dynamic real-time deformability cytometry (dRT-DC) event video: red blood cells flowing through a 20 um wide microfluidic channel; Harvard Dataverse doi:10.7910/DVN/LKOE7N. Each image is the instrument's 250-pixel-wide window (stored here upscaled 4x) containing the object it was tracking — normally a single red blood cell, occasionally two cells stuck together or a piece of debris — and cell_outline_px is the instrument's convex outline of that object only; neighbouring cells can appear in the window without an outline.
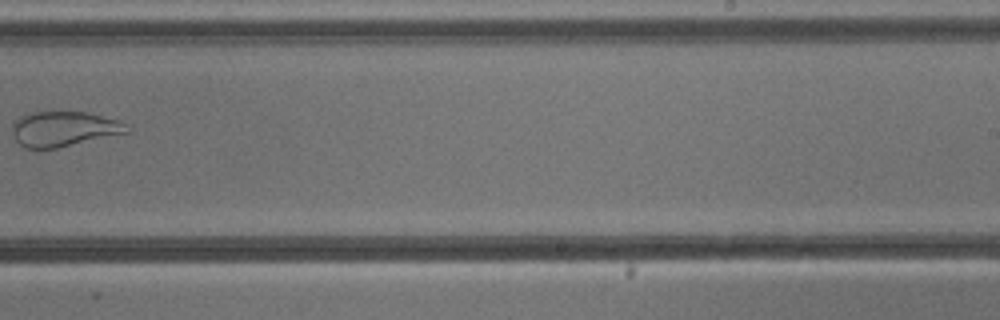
{"species": "common noctule bat (a hibernating species)", "species_latin": "Nyctalus noctula", "temperature_condition": "cold", "stored_images_in_passage": 8, "camera_frame_rate_fps": 3000, "um_per_image_px": 0.085, "animal": {"sex": "male", "body_mass_g": 13.3}, "frame": {"image": 1, "passage_image": 8, "time_ms": 9.333, "image_size_px": [1000, 320], "cell_outline_px": [[132, 132], [56, 148], [24, 148], [16, 140], [12, 132], [12, 124], [20, 116], [28, 112], [88, 112], [120, 120]], "centroid_in_image_um": [5.44, 10.95], "position_along_channel_um": 283.6, "area_um2": 23.52}}